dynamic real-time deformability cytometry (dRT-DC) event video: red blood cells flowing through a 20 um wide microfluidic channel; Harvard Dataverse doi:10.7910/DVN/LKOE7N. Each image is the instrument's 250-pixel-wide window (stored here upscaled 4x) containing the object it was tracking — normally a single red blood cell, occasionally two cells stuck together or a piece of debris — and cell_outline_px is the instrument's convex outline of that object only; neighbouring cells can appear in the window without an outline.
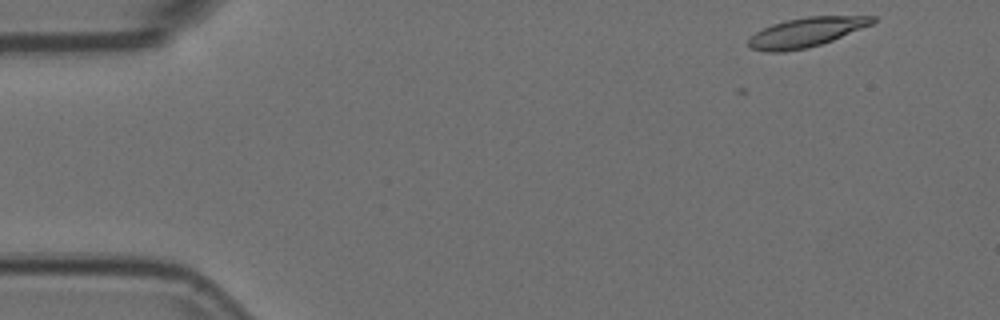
{"species": "Egyptian fruit bat (a non-hibernating species)", "species_latin": "Rousettus aegyptiacus", "temperature_condition": "room temperature", "stored_images_in_passage": 8, "camera_frame_rate_fps": 3000, "um_per_image_px": 0.085, "animal": {"sex": "female"}, "frame": {"image": 1, "passage_image": 1, "time_ms": 0.0, "image_size_px": [1000, 320], "cell_outline_px": [[876, 20], [872, 24], [832, 40], [808, 48], [784, 52], [764, 52], [748, 48], [748, 40], [756, 32], [772, 24], [788, 20], [808, 16], [876, 16]], "centroid_in_image_um": [68.49, 2.75], "position_along_channel_um": 16.5, "area_um2": 21.15}}